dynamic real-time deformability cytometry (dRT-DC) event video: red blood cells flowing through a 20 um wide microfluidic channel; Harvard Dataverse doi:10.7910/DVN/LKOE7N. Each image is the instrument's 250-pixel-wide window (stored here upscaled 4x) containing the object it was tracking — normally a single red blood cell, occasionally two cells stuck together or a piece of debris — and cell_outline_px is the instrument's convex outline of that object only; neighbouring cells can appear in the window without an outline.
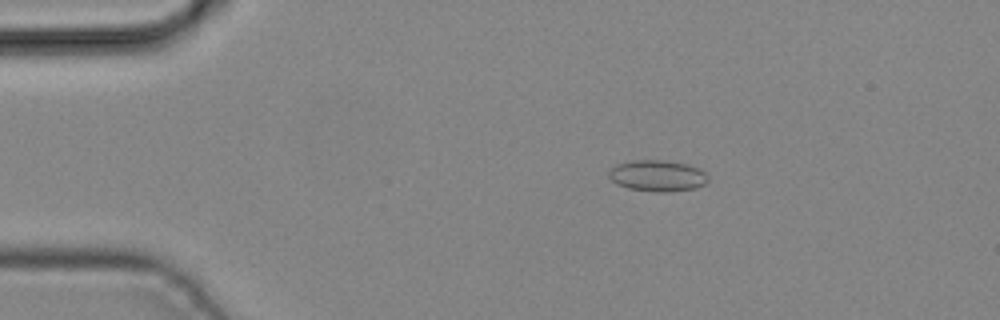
{"species": "common noctule bat (a hibernating species)", "species_latin": "Nyctalus noctula", "temperature_condition": "cold", "stored_images_in_passage": 3, "camera_frame_rate_fps": 3000, "um_per_image_px": 0.085, "animal": {"sex": "male", "body_mass_g": 19.2, "forearm_length_mm": 51.8}, "frame": {"image": 1, "passage_image": 2, "time_ms": 0.333, "image_size_px": [1000, 320], "cell_outline_px": [[708, 180], [704, 184], [696, 188], [668, 192], [656, 192], [628, 188], [616, 184], [608, 176], [608, 168], [616, 164], [632, 160], [664, 160], [688, 164], [700, 168], [708, 176]], "centroid_in_image_um": [55.86, 14.93], "position_along_channel_um": 29.1, "area_um2": 18.32}}